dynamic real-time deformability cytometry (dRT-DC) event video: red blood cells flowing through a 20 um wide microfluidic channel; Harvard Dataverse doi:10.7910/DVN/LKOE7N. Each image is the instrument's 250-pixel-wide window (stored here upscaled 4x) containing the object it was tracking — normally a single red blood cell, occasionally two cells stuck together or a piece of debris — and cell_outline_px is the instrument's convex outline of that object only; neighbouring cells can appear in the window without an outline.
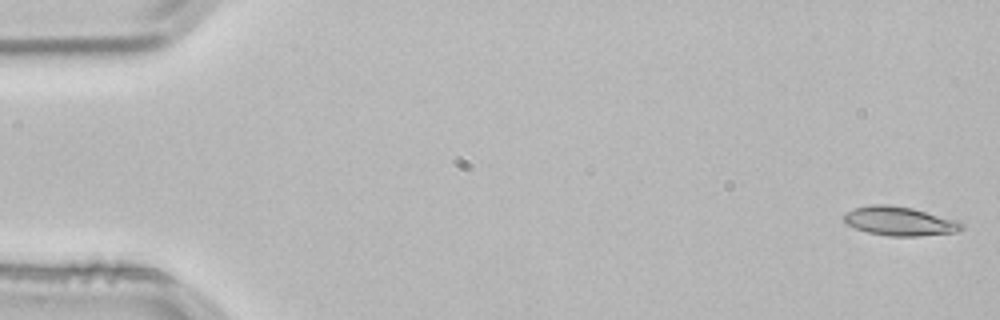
{"species": "common noctule bat (a hibernating species)", "species_latin": "Nyctalus noctula", "temperature_condition": "room temperature", "stored_images_in_passage": 4, "camera_frame_rate_fps": 3000, "um_per_image_px": 0.085, "animal": {"sex": "male", "body_mass_g": 21.5, "forearm_length_mm": 52.0}, "frame": {"image": 1, "passage_image": 1, "time_ms": 0.0, "image_size_px": [1000, 320], "cell_outline_px": [[964, 228], [956, 232], [920, 236], [888, 236], [868, 232], [856, 228], [848, 224], [844, 220], [844, 216], [852, 208], [872, 204], [888, 204], [912, 208], [960, 220], [964, 224]], "centroid_in_image_um": [76.52, 18.79], "position_along_channel_um": 8.5, "area_um2": 20.0}}
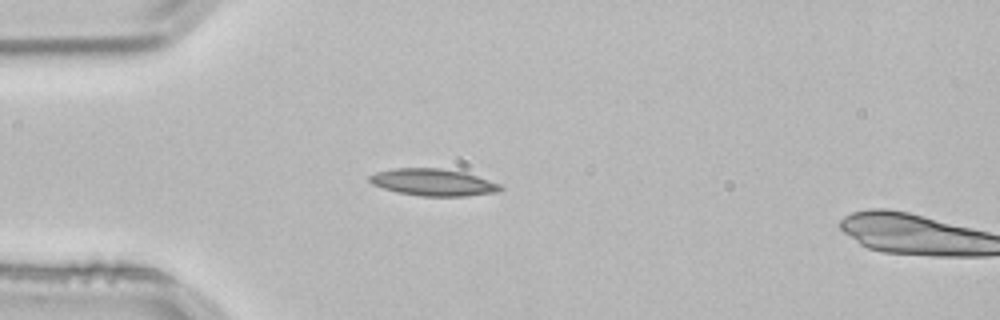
{"frame": {"image": 2, "passage_image": 3, "time_ms": 0.667, "image_size_px": [1000, 320], "cell_outline_px": [[504, 188], [500, 192], [464, 196], [420, 196], [396, 192], [372, 184], [368, 180], [368, 176], [376, 172], [392, 168], [440, 168], [464, 172], [500, 184]], "centroid_in_image_um": [36.81, 15.5], "position_along_channel_um": 48.2, "area_um2": 20.63}}